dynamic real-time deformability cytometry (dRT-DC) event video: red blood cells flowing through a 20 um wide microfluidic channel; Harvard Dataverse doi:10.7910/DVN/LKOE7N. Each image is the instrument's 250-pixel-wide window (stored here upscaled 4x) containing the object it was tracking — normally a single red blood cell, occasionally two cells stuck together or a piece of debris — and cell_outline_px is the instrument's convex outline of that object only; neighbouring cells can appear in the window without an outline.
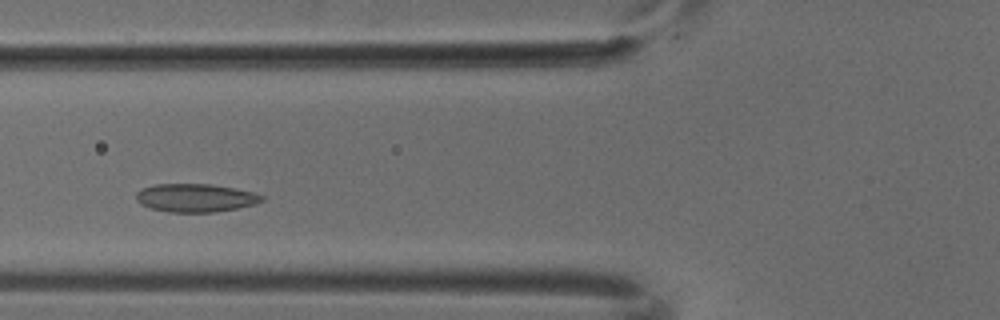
{"species": "common noctule bat (a hibernating species)", "species_latin": "Nyctalus noctula", "temperature_condition": "cold", "stored_images_in_passage": 4, "camera_frame_rate_fps": 3000, "um_per_image_px": 0.085, "animal": {"sex": "male", "body_mass_g": 18.8}, "frame": {"image": 1, "passage_image": 4, "time_ms": 1.0, "image_size_px": [1000, 320], "cell_outline_px": [[264, 200], [256, 204], [216, 212], [168, 212], [148, 208], [140, 204], [136, 200], [136, 192], [144, 188], [156, 184], [212, 184], [256, 192], [264, 196]], "centroid_in_image_um": [16.63, 16.82], "position_along_channel_um": 109.2, "area_um2": 20.87}}